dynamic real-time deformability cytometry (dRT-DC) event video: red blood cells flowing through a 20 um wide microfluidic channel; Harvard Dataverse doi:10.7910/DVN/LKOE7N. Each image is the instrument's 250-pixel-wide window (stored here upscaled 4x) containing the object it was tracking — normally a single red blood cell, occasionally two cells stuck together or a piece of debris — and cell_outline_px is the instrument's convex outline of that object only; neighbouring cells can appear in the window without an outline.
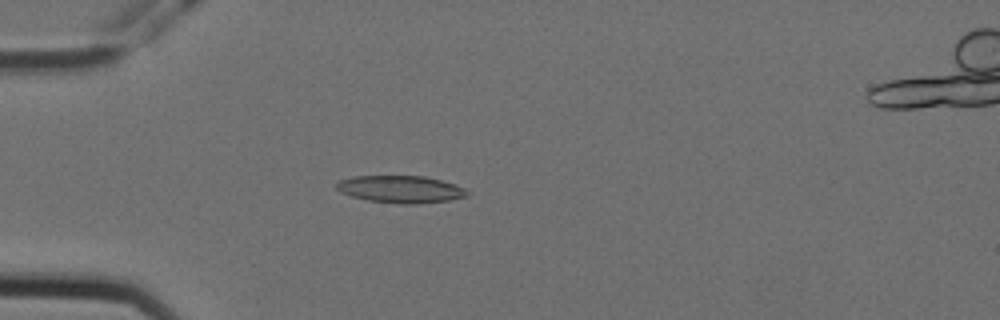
{"species": "Egyptian fruit bat (a non-hibernating species)", "species_latin": "Rousettus aegyptiacus", "temperature_condition": "cold", "stored_images_in_passage": 2, "camera_frame_rate_fps": 3000, "um_per_image_px": 0.085, "animal": {"sex": "female"}, "frame": {"image": 1, "passage_image": 1, "time_ms": 0.0, "image_size_px": [1000, 320], "cell_outline_px": [[472, 192], [468, 196], [448, 200], [416, 204], [400, 204], [368, 200], [352, 196], [340, 192], [336, 188], [336, 180], [352, 176], [424, 176], [456, 184]], "centroid_in_image_um": [34.05, 16.08], "position_along_channel_um": 50.9, "area_um2": 20.92}}